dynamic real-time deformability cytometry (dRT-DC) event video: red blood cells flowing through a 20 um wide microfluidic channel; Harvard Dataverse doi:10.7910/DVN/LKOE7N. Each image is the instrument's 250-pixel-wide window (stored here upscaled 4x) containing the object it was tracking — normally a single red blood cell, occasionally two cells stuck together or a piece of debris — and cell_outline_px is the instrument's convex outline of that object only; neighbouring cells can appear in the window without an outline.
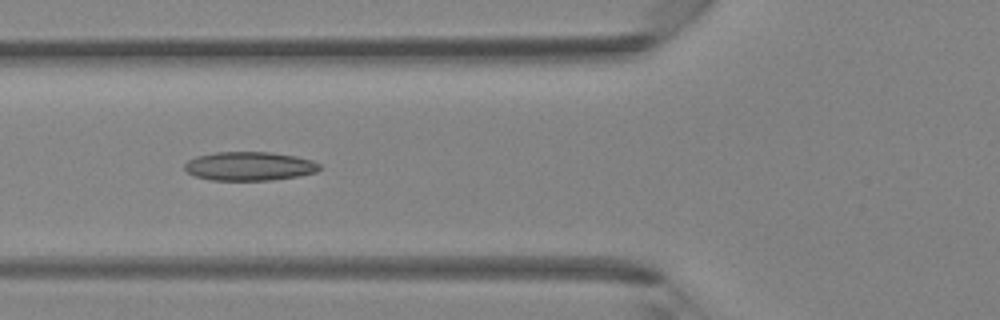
{"species": "Egyptian fruit bat (a non-hibernating species)", "species_latin": "Rousettus aegyptiacus", "temperature_condition": "room temperature", "stored_images_in_passage": 33, "camera_frame_rate_fps": 3000, "um_per_image_px": 0.085, "animal": {"sex": "female"}, "frame": {"image": 1, "passage_image": 7, "time_ms": 2.0, "image_size_px": [1000, 320], "cell_outline_px": [[320, 168], [316, 172], [300, 176], [272, 180], [212, 180], [196, 176], [188, 172], [184, 168], [184, 164], [188, 160], [196, 156], [216, 152], [272, 152], [296, 156], [312, 160], [320, 164]], "centroid_in_image_um": [21.22, 14.12], "position_along_channel_um": 104.6, "area_um2": 22.72}}
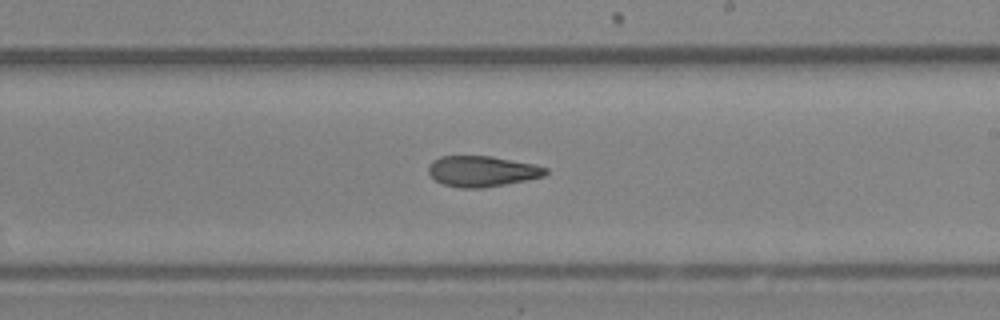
{"frame": {"image": 2, "passage_image": 16, "time_ms": 5.0, "image_size_px": [1000, 320], "cell_outline_px": [[548, 172], [544, 176], [484, 188], [460, 188], [444, 184], [436, 180], [428, 172], [428, 164], [432, 160], [440, 156], [492, 156], [532, 164], [548, 168]], "centroid_in_image_um": [40.94, 14.55], "position_along_channel_um": 248.1, "area_um2": 20.87}}
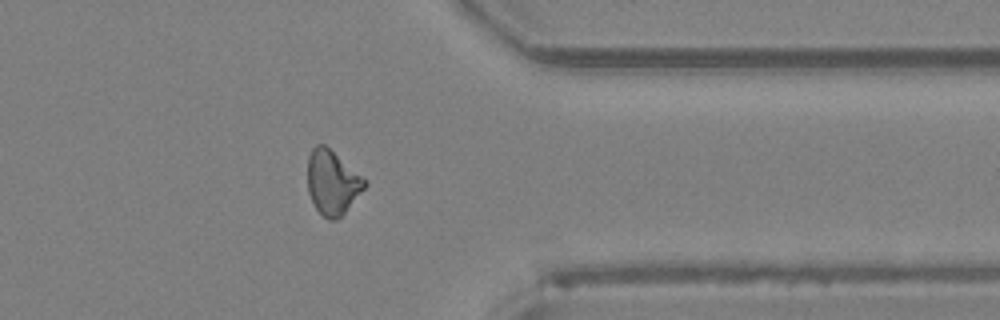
{"frame": {"image": 3, "passage_image": 25, "time_ms": 8.0, "image_size_px": [1000, 320], "cell_outline_px": [[368, 184], [344, 212], [336, 220], [328, 220], [316, 208], [308, 192], [308, 156], [312, 148], [316, 144], [324, 144], [368, 180]], "centroid_in_image_um": [28.25, 15.48], "position_along_channel_um": 383.1, "area_um2": 21.21}}